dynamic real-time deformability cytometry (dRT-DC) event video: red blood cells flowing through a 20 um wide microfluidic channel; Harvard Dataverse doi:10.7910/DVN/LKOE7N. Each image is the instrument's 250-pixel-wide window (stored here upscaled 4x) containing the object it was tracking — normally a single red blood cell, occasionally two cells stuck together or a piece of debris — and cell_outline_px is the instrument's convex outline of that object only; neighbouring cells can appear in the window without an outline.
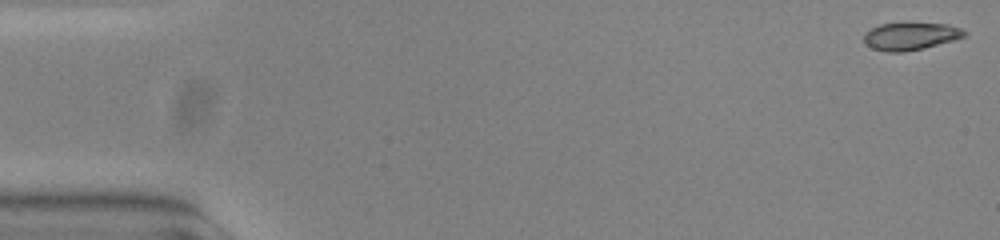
{"species": "common noctule bat (a hibernating species)", "species_latin": "Nyctalus noctula", "temperature_condition": "warm", "stored_images_in_passage": 54, "camera_frame_rate_fps": 3000, "um_per_image_px": 0.085, "animal": {"sex": "female", "body_mass_g": 23.0, "forearm_length_mm": 53.4}, "frame": {"image": 1, "passage_image": 1, "time_ms": 0.0, "image_size_px": [1000, 240], "cell_outline_px": [[968, 32], [964, 36], [952, 40], [924, 48], [904, 52], [888, 52], [872, 48], [864, 40], [864, 36], [872, 28], [880, 24], [948, 24], [960, 28]], "centroid_in_image_um": [77.41, 3.09], "position_along_channel_um": 7.6, "area_um2": 15.61}}
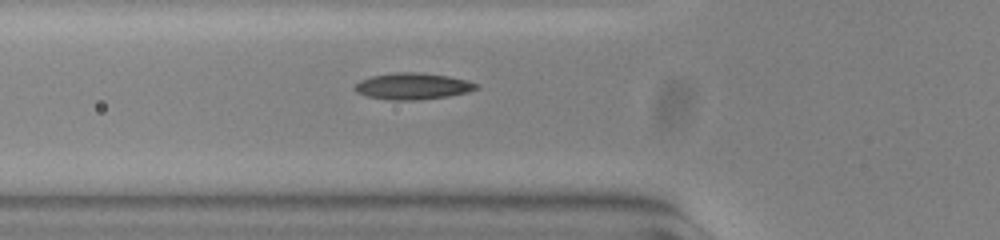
{"frame": {"image": 2, "passage_image": 19, "time_ms": 6.0, "image_size_px": [1000, 240], "cell_outline_px": [[480, 88], [468, 92], [448, 96], [412, 100], [392, 100], [368, 96], [356, 92], [352, 88], [360, 80], [372, 76], [392, 72], [420, 72], [448, 76], [480, 84]], "centroid_in_image_um": [35.08, 7.32], "position_along_channel_um": 90.7, "area_um2": 18.73}}
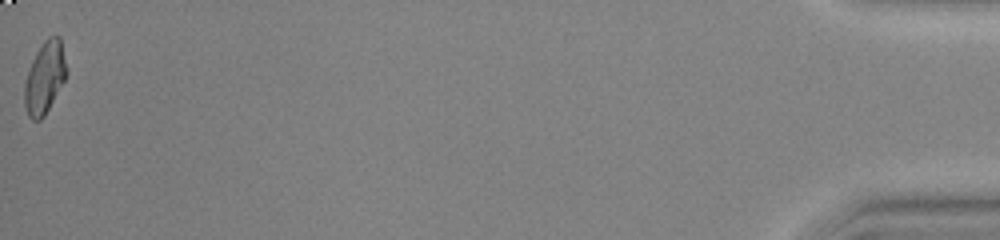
{"frame": {"image": 3, "passage_image": 54, "time_ms": 17.667, "image_size_px": [1000, 240], "cell_outline_px": [[68, 72], [64, 80], [44, 116], [40, 120], [32, 120], [28, 116], [24, 104], [24, 84], [32, 60], [36, 52], [44, 40], [48, 36], [60, 36], [68, 68]], "centroid_in_image_um": [3.81, 6.57], "position_along_channel_um": 431.4, "area_um2": 17.63}, "authors_computed_cell_mechanics": {"area_um2": 17.4267, "velocity_mm_per_s": 3.8051, "shape_relaxation_time_tau1_ms": 6.4846, "shape_relaxation_time_tau2_ms": 1.4377, "deformation_change_tau1": 0.2431, "deformation_change_tau2": 0.055}}